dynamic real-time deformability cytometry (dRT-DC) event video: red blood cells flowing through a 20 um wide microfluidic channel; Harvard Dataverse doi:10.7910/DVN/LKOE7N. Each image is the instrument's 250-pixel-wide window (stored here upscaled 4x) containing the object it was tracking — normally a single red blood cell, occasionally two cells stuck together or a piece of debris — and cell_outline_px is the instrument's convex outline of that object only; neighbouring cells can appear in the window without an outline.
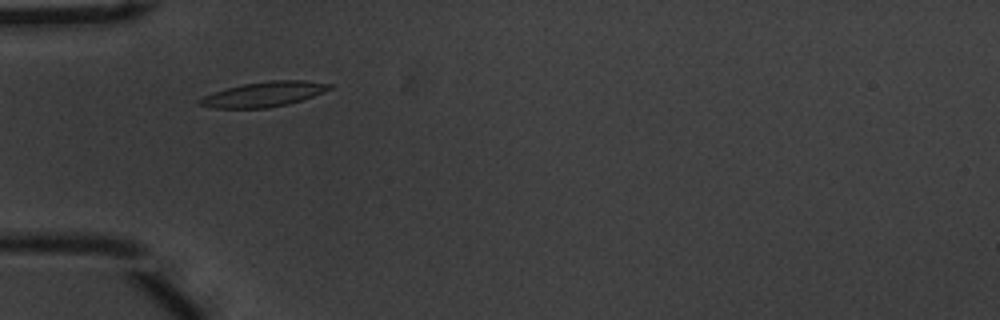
{"species": "common noctule bat (a hibernating species)", "species_latin": "Nyctalus noctula", "temperature_condition": "warm", "stored_images_in_passage": 46, "camera_frame_rate_fps": 3000, "um_per_image_px": 0.085, "animal": {"sex": "male", "body_mass_g": 20.1, "forearm_length_mm": 53.5}, "frame": {"image": 1, "passage_image": 8, "time_ms": 2.333, "image_size_px": [1000, 320], "cell_outline_px": [[332, 88], [324, 92], [288, 104], [268, 108], [216, 108], [196, 104], [196, 100], [212, 92], [244, 84], [272, 80], [304, 80], [332, 84]], "centroid_in_image_um": [22.4, 8.01], "position_along_channel_um": 62.6, "area_um2": 18.79}}
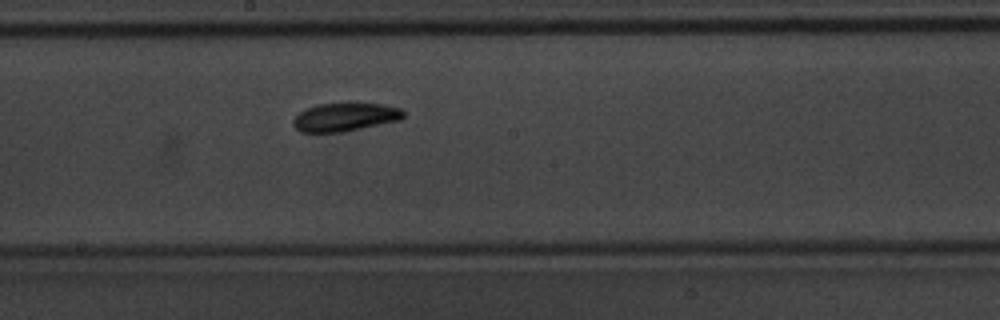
{"frame": {"image": 2, "passage_image": 21, "time_ms": 6.667, "image_size_px": [1000, 320], "cell_outline_px": [[404, 116], [400, 120], [344, 132], [300, 132], [292, 124], [292, 120], [300, 112], [316, 104], [348, 100], [384, 104], [400, 108], [404, 112]], "centroid_in_image_um": [29.34, 9.9], "position_along_channel_um": 218.9, "area_um2": 19.02}}
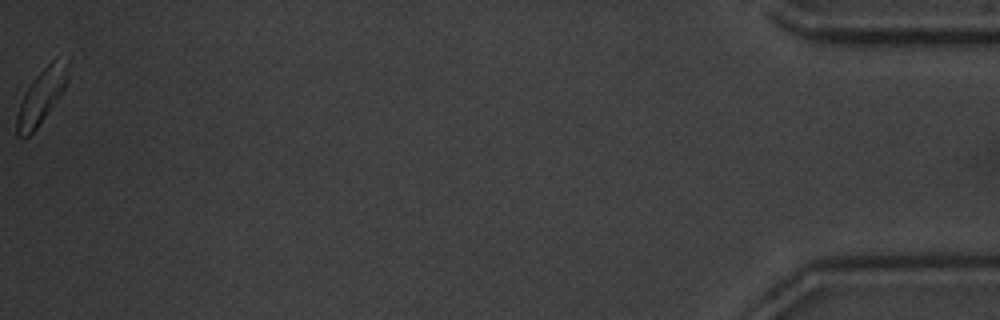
{"frame": {"image": 3, "passage_image": 46, "time_ms": 15.0, "image_size_px": [1000, 320], "cell_outline_px": [[68, 80], [60, 96], [36, 128], [28, 136], [16, 136], [16, 116], [24, 92], [36, 76], [56, 56], [64, 68], [68, 76]], "centroid_in_image_um": [3.45, 8.26], "position_along_channel_um": 431.8, "area_um2": 15.43}, "authors_computed_cell_mechanics": {"area_um2": 17.5134, "velocity_mm_per_s": 3.6721, "shape_relaxation_time_tau1_ms": 6.5422, "shape_relaxation_time_tau2_ms": 5.9556, "deformation_change_tau1": 0.214, "deformation_change_tau2": 0.1218}}